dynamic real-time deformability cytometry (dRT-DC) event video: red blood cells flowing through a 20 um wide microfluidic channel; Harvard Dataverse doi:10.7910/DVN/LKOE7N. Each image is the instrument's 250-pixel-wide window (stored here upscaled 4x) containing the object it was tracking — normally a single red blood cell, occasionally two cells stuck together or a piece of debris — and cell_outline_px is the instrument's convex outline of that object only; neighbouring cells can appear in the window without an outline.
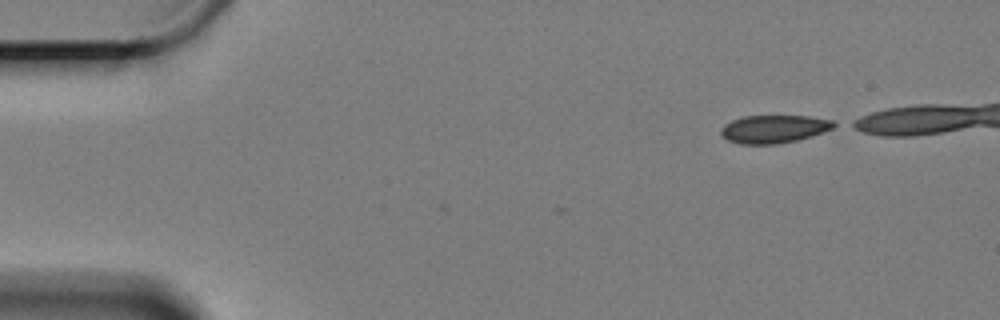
{"species": "Egyptian fruit bat (a non-hibernating species)", "species_latin": "Rousettus aegyptiacus", "temperature_condition": "cold", "stored_images_in_passage": 43, "camera_frame_rate_fps": 3000, "um_per_image_px": 0.085, "animal": {"sex": "female"}, "frame": {"image": 1, "passage_image": 1, "time_ms": 0.0, "image_size_px": [1000, 320], "cell_outline_px": [[840, 124], [832, 128], [812, 136], [796, 140], [776, 144], [740, 144], [728, 140], [720, 136], [720, 128], [724, 124], [732, 120], [744, 116], [808, 116], [832, 120]], "centroid_in_image_um": [65.76, 10.96], "position_along_channel_um": 19.2, "area_um2": 18.5}}
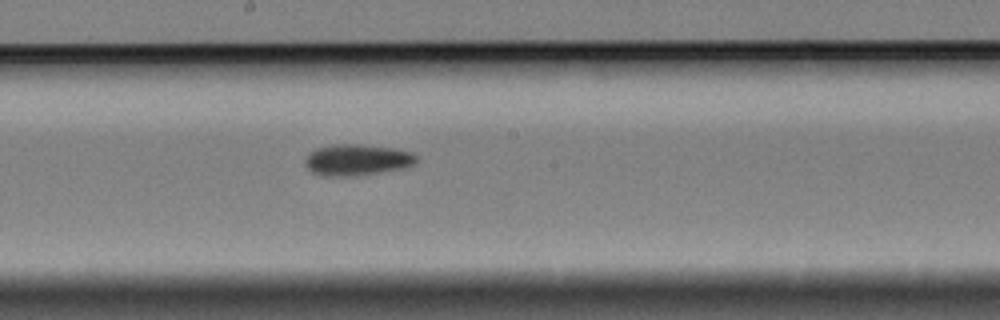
{"frame": {"image": 2, "passage_image": 27, "time_ms": 8.667, "image_size_px": [1000, 320], "cell_outline_px": [[416, 160], [412, 164], [404, 168], [356, 176], [320, 176], [312, 172], [308, 168], [304, 160], [316, 148], [336, 144], [356, 144], [392, 148], [412, 152], [416, 156]], "centroid_in_image_um": [30.33, 13.6], "position_along_channel_um": 217.9, "area_um2": 20.06}}
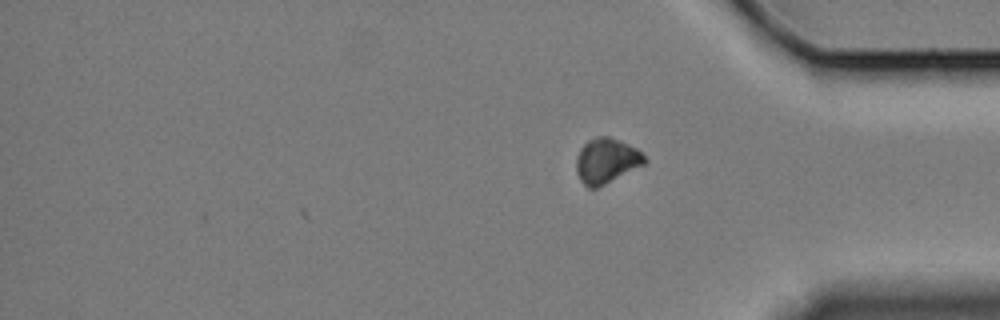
{"frame": {"image": 3, "passage_image": 43, "time_ms": 14.0, "image_size_px": [1000, 320], "cell_outline_px": [[648, 160], [644, 164], [596, 188], [588, 188], [580, 180], [576, 172], [576, 156], [580, 148], [588, 140], [596, 136], [608, 136], [620, 140], [636, 148]], "centroid_in_image_um": [51.51, 13.65], "position_along_channel_um": 383.7, "area_um2": 17.86}}